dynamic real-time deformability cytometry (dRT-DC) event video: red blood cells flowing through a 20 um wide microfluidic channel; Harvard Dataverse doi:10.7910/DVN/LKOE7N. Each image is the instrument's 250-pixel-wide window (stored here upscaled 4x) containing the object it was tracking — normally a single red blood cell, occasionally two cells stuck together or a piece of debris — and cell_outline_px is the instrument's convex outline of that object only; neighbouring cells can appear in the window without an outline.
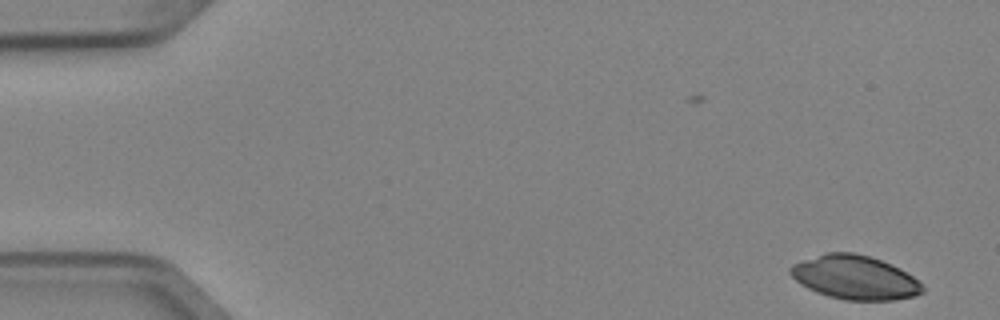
{"species": "Egyptian fruit bat (a non-hibernating species)", "species_latin": "Rousettus aegyptiacus", "temperature_condition": "cold", "stored_images_in_passage": 2, "camera_frame_rate_fps": 3000, "um_per_image_px": 0.085, "animal": {"sex": "female"}, "frame": {"image": 1, "passage_image": 2, "time_ms": 0.333, "image_size_px": [1000, 320], "cell_outline_px": [[924, 292], [916, 296], [896, 300], [844, 300], [828, 296], [816, 292], [800, 284], [788, 272], [788, 268], [792, 264], [828, 252], [852, 252], [868, 256], [880, 260], [900, 268], [912, 276], [924, 288]], "centroid_in_image_um": [72.66, 23.59], "position_along_channel_um": 12.3, "area_um2": 33.7}}